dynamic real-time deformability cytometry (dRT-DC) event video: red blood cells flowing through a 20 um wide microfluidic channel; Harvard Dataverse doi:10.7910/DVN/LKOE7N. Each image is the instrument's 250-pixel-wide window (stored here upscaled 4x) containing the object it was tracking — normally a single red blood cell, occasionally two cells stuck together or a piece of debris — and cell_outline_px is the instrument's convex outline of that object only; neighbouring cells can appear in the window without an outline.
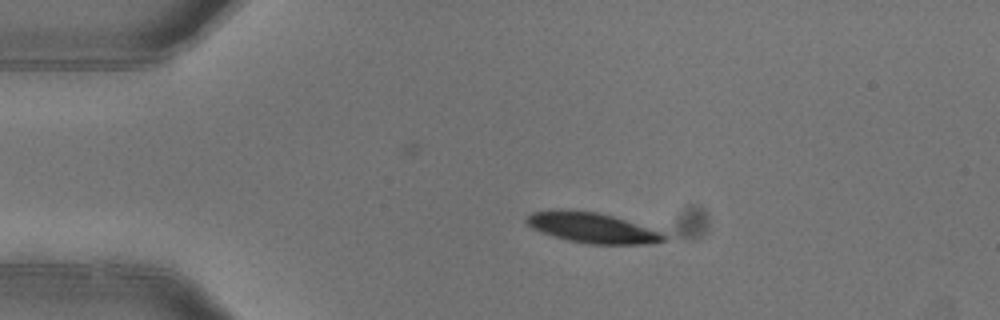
{"species": "common noctule bat (a hibernating species)", "species_latin": "Nyctalus noctula", "temperature_condition": "warm", "stored_images_in_passage": 4, "camera_frame_rate_fps": 3000, "um_per_image_px": 0.085, "animal": {"sex": "female"}, "frame": {"image": 1, "passage_image": 2, "time_ms": 0.333, "image_size_px": [1000, 320], "cell_outline_px": [[668, 240], [652, 244], [592, 244], [568, 240], [552, 236], [532, 228], [524, 220], [532, 212], [596, 212], [612, 216], [660, 232], [668, 236]], "centroid_in_image_um": [50.4, 19.41], "position_along_channel_um": 34.6, "area_um2": 23.24}}
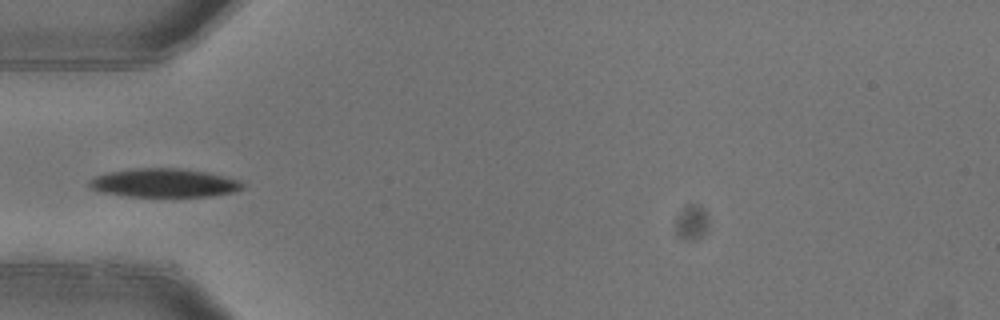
{"frame": {"image": 2, "passage_image": 3, "time_ms": 0.667, "image_size_px": [1000, 320], "cell_outline_px": [[244, 188], [232, 192], [212, 196], [128, 196], [100, 192], [92, 188], [88, 184], [88, 180], [96, 176], [108, 172], [132, 168], [180, 168], [208, 172], [240, 180], [244, 184]], "centroid_in_image_um": [13.95, 15.54], "position_along_channel_um": 71.0, "area_um2": 25.61}}